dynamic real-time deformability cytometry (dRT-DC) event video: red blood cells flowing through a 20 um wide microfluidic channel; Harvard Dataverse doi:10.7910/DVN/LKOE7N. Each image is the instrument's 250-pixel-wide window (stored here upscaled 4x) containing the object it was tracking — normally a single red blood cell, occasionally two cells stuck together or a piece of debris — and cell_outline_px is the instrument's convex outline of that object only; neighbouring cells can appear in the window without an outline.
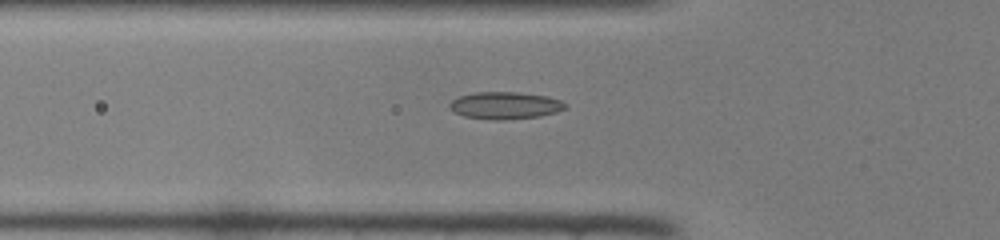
{"species": "common noctule bat (a hibernating species)", "species_latin": "Nyctalus noctula", "temperature_condition": "room temperature", "stored_images_in_passage": 36, "camera_frame_rate_fps": 3000, "um_per_image_px": 0.085, "animal": {"sex": "female", "body_mass_g": 22.0, "forearm_length_mm": 56.7}, "frame": {"image": 1, "passage_image": 10, "time_ms": 3.0, "image_size_px": [1000, 240], "cell_outline_px": [[568, 104], [564, 108], [556, 112], [540, 116], [504, 120], [496, 120], [464, 116], [456, 112], [448, 104], [452, 100], [460, 96], [476, 92], [516, 92], [548, 96], [560, 100]], "centroid_in_image_um": [42.96, 8.96], "position_along_channel_um": 82.8, "area_um2": 18.15}}
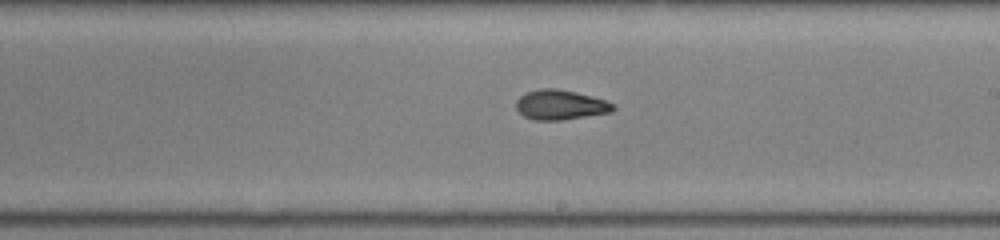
{"frame": {"image": 2, "passage_image": 21, "time_ms": 6.667, "image_size_px": [1000, 240], "cell_outline_px": [[616, 108], [612, 112], [560, 120], [532, 120], [524, 116], [516, 108], [516, 100], [520, 96], [528, 92], [540, 88], [556, 88], [576, 92], [592, 96], [616, 104]], "centroid_in_image_um": [47.65, 8.91], "position_along_channel_um": 241.4, "area_um2": 16.88}}
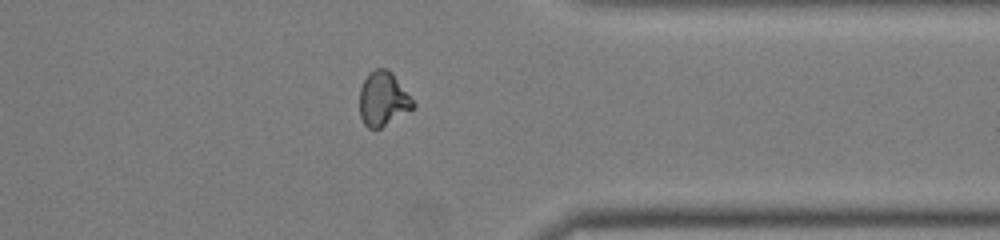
{"frame": {"image": 3, "passage_image": 31, "time_ms": 10.0, "image_size_px": [1000, 240], "cell_outline_px": [[416, 104], [412, 108], [380, 128], [368, 128], [364, 124], [360, 116], [360, 88], [368, 72], [376, 68], [388, 68], [392, 72]], "centroid_in_image_um": [32.53, 8.38], "position_along_channel_um": 378.9, "area_um2": 16.7}}